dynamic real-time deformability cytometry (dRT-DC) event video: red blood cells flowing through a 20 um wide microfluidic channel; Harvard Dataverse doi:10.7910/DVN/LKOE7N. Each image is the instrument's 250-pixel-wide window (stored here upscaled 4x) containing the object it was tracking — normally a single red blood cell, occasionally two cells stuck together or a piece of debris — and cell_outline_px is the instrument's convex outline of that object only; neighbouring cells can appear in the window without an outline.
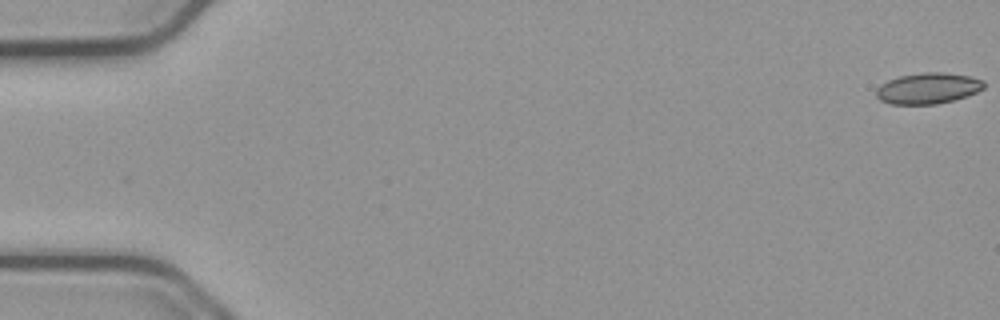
{"species": "common noctule bat (a hibernating species)", "species_latin": "Nyctalus noctula", "temperature_condition": "cold", "stored_images_in_passage": 53, "camera_frame_rate_fps": 3000, "um_per_image_px": 0.085, "animal": {"sex": "male", "body_mass_g": 23.1, "forearm_length_mm": 52.7}, "frame": {"image": 1, "passage_image": 1, "time_ms": 0.0, "image_size_px": [1000, 320], "cell_outline_px": [[984, 88], [968, 96], [936, 104], [892, 104], [880, 100], [876, 96], [876, 88], [880, 84], [888, 80], [900, 76], [924, 72], [944, 72], [968, 76], [984, 80]], "centroid_in_image_um": [78.87, 7.5], "position_along_channel_um": 6.1, "area_um2": 19.42}}
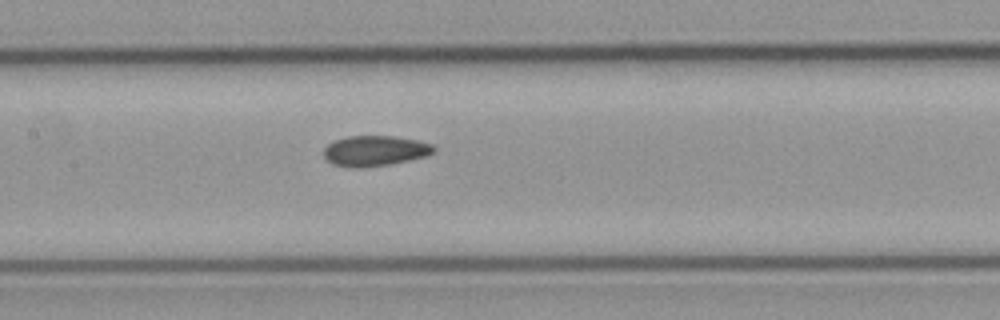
{"frame": {"image": 2, "passage_image": 27, "time_ms": 8.667, "image_size_px": [1000, 320], "cell_outline_px": [[436, 148], [428, 156], [388, 164], [360, 168], [348, 168], [332, 164], [324, 156], [324, 148], [328, 144], [336, 140], [348, 136], [392, 136], [416, 140], [432, 144]], "centroid_in_image_um": [31.85, 12.83], "position_along_channel_um": 175.6, "area_um2": 19.42}}
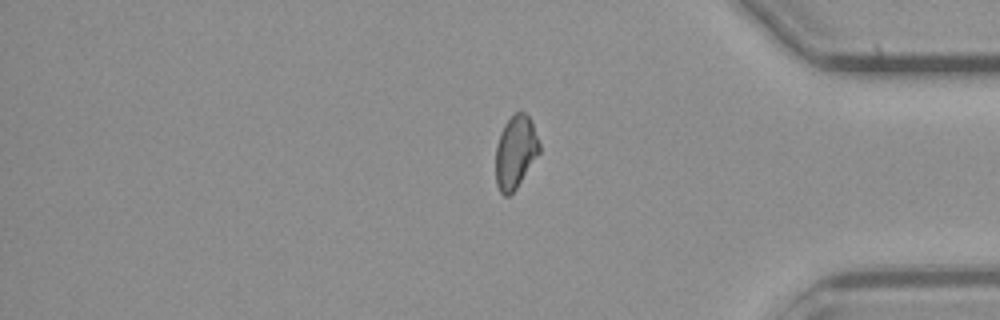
{"frame": {"image": 3, "passage_image": 46, "time_ms": 15.0, "image_size_px": [1000, 320], "cell_outline_px": [[540, 152], [516, 188], [508, 196], [504, 196], [500, 192], [496, 184], [496, 144], [500, 132], [504, 124], [516, 112], [524, 112], [532, 120], [540, 144]], "centroid_in_image_um": [43.81, 12.91], "position_along_channel_um": 391.4, "area_um2": 18.55}, "authors_computed_cell_mechanics": {"area_um2": 19.4208, "velocity_mm_per_s": 3.7738, "shape_relaxation_time_tau1_ms": null, "shape_relaxation_time_tau2_ms": 3.6673, "deformation_change_tau1": null, "deformation_change_tau2": 0.0985}}